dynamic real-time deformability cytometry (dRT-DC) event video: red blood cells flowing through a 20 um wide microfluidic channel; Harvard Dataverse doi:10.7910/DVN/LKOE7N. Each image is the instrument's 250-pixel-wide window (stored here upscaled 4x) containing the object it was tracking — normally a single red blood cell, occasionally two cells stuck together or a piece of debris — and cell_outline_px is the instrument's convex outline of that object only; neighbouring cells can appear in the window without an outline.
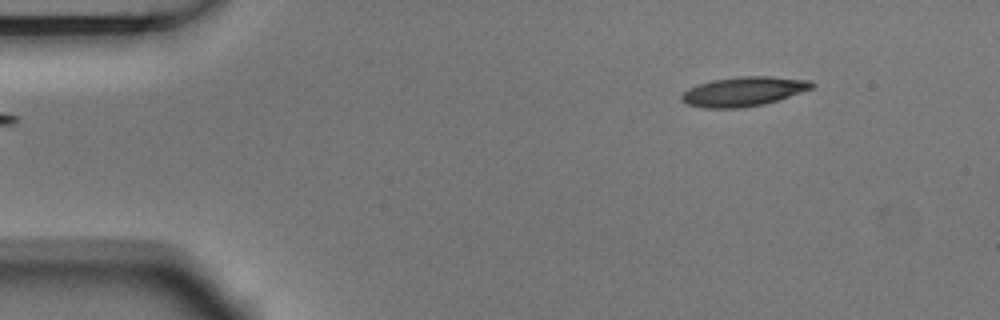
{"species": "Egyptian fruit bat (a non-hibernating species)", "species_latin": "Rousettus aegyptiacus", "temperature_condition": "room temperature", "stored_images_in_passage": 2, "camera_frame_rate_fps": 3000, "um_per_image_px": 0.085, "animal": {"sex": "male"}, "frame": {"image": 1, "passage_image": 2, "time_ms": 0.333, "image_size_px": [1000, 320], "cell_outline_px": [[816, 84], [812, 88], [764, 104], [744, 108], [704, 108], [688, 104], [680, 100], [680, 96], [688, 88], [712, 80], [740, 76], [772, 76], [812, 80]], "centroid_in_image_um": [63.2, 7.77], "position_along_channel_um": 21.8, "area_um2": 22.31}}